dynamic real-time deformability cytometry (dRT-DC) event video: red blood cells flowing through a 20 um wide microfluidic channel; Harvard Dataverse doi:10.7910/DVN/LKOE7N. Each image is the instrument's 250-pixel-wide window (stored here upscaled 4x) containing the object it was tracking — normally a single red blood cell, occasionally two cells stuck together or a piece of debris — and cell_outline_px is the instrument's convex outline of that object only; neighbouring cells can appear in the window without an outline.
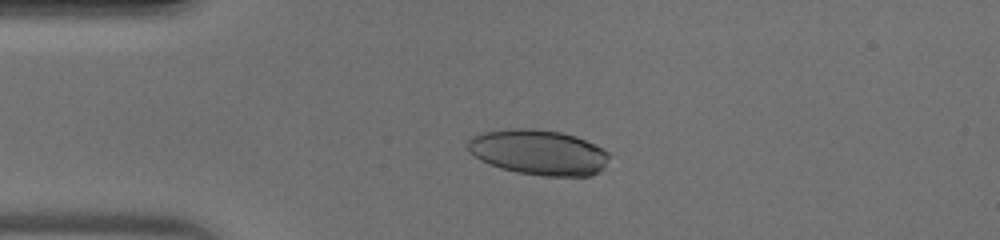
{"species": "human", "species_latin": "Homo sapiens", "temperature_condition": "warm", "stored_images_in_passage": 36, "camera_frame_rate_fps": 3000, "um_per_image_px": 0.085, "donor": {"sex": "male"}, "frame": {"image": 1, "passage_image": 1, "time_ms": 0.0, "image_size_px": [1000, 240], "cell_outline_px": [[608, 156], [600, 172], [592, 176], [544, 176], [516, 172], [500, 168], [488, 164], [480, 160], [468, 152], [468, 140], [472, 136], [484, 132], [512, 128], [532, 128], [560, 132], [576, 136], [596, 144], [604, 148], [608, 152]], "centroid_in_image_um": [45.77, 12.95], "position_along_channel_um": 39.2, "area_um2": 37.51}}
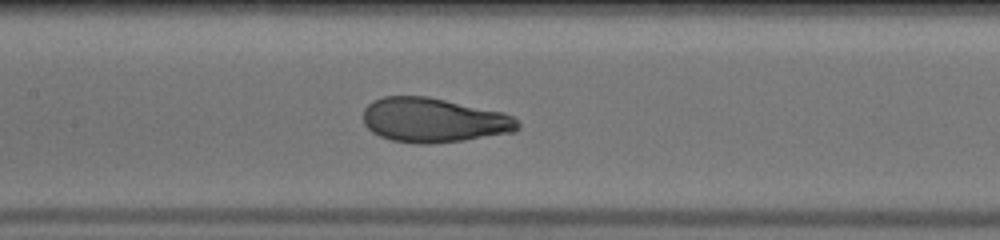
{"frame": {"image": 2, "passage_image": 12, "time_ms": 3.667, "image_size_px": [1000, 240], "cell_outline_px": [[520, 128], [516, 132], [464, 140], [432, 144], [420, 144], [392, 140], [380, 136], [372, 132], [364, 124], [364, 108], [372, 100], [384, 96], [428, 96], [504, 112], [512, 116], [520, 124]], "centroid_in_image_um": [36.88, 10.21], "position_along_channel_um": 170.5, "area_um2": 40.34}}
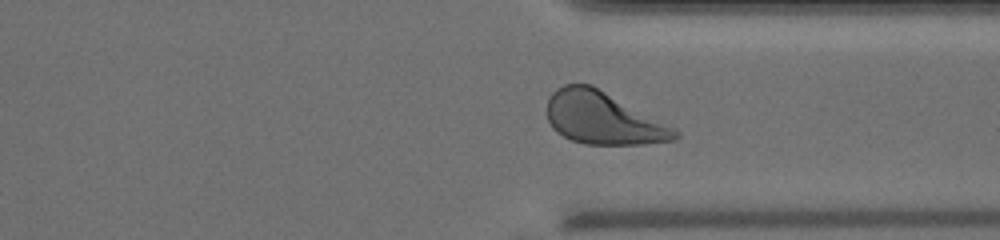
{"frame": {"image": 3, "passage_image": 25, "time_ms": 8.0, "image_size_px": [1000, 240], "cell_outline_px": [[680, 136], [676, 140], [640, 144], [584, 144], [572, 140], [556, 132], [552, 128], [548, 120], [548, 96], [556, 88], [564, 84], [592, 84], [676, 128], [680, 132]], "centroid_in_image_um": [51.27, 10.04], "position_along_channel_um": 360.1, "area_um2": 39.19}}